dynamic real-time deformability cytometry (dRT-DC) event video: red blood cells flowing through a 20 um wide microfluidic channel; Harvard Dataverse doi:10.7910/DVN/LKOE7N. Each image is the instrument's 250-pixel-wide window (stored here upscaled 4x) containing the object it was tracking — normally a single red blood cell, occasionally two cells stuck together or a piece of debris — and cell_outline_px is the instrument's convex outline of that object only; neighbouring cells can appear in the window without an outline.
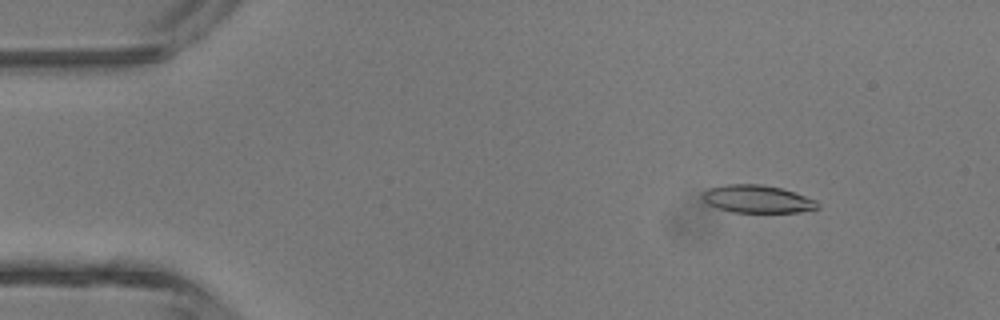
{"species": "common noctule bat (a hibernating species)", "species_latin": "Nyctalus noctula", "temperature_condition": "room temperature", "stored_images_in_passage": 4, "camera_frame_rate_fps": 3000, "um_per_image_px": 0.085, "animal": {"sex": "male", "body_mass_g": 13.3}, "frame": {"image": 1, "passage_image": 4, "time_ms": 4.333, "image_size_px": [1000, 320], "cell_outline_px": [[820, 208], [800, 212], [732, 212], [708, 204], [700, 196], [708, 188], [724, 184], [760, 184], [780, 188], [816, 200], [820, 204]], "centroid_in_image_um": [64.37, 16.92], "position_along_channel_um": 20.6, "area_um2": 18.5}}